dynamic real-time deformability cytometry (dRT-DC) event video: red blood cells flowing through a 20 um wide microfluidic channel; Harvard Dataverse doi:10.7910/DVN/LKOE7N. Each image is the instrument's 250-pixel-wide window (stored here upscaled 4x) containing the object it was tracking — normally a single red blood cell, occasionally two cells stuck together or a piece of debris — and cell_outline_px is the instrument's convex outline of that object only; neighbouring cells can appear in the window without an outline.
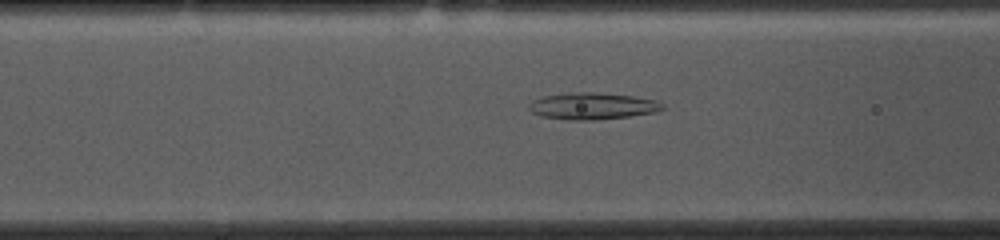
{"species": "common noctule bat (a hibernating species)", "species_latin": "Nyctalus noctula", "temperature_condition": "cold", "stored_images_in_passage": 53, "camera_frame_rate_fps": 3000, "um_per_image_px": 0.085, "animal": {"sex": "female", "body_mass_g": 10.0, "forearm_length_mm": 53.1}, "frame": {"image": 1, "passage_image": 19, "time_ms": 6.0, "image_size_px": [1000, 240], "cell_outline_px": [[664, 108], [656, 112], [628, 116], [596, 120], [568, 120], [540, 116], [532, 112], [528, 108], [528, 104], [532, 100], [544, 96], [568, 92], [592, 92], [632, 96], [656, 100], [664, 104]], "centroid_in_image_um": [50.32, 9.01], "position_along_channel_um": 116.3, "area_um2": 20.87}}
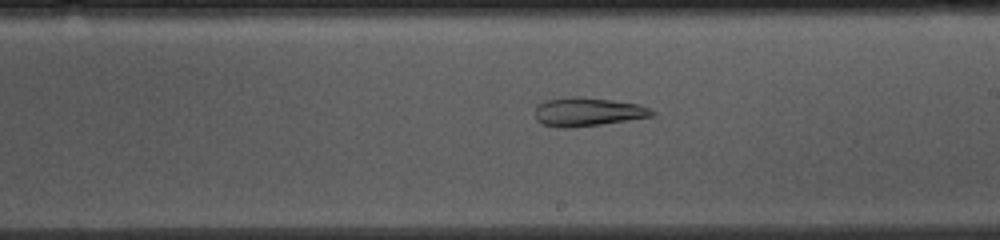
{"frame": {"image": 2, "passage_image": 29, "time_ms": 9.333, "image_size_px": [1000, 240], "cell_outline_px": [[656, 112], [652, 116], [628, 120], [572, 128], [560, 128], [540, 124], [536, 120], [536, 104], [544, 100], [572, 96], [580, 96], [612, 100], [640, 104]], "centroid_in_image_um": [49.9, 9.5], "position_along_channel_um": 239.1, "area_um2": 19.71}}
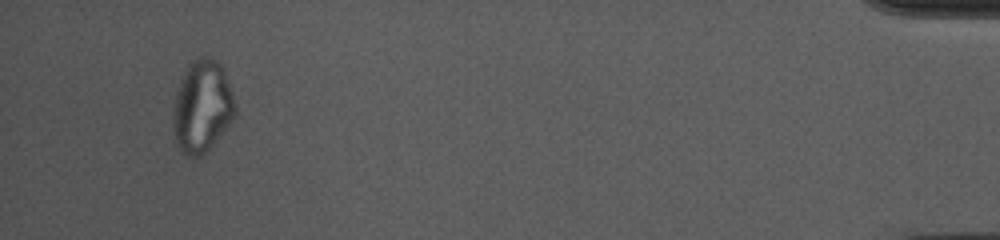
{"frame": {"image": 3, "passage_image": 50, "time_ms": 16.333, "image_size_px": [1000, 240], "cell_outline_px": [[236, 112], [228, 124], [212, 144], [200, 156], [184, 156], [176, 140], [172, 116], [176, 96], [180, 84], [188, 64], [204, 56], [208, 56], [216, 60], [220, 64], [224, 72], [236, 108]], "centroid_in_image_um": [17.17, 9.05], "position_along_channel_um": 418.0, "area_um2": 32.19}, "authors_computed_cell_mechanics": {"area_um2": 26.3568, "velocity_mm_per_s": 3.69, "shape_relaxation_time_tau1_ms": null, "shape_relaxation_time_tau2_ms": 2.9947, "deformation_change_tau1": null, "deformation_change_tau2": 0.107}}